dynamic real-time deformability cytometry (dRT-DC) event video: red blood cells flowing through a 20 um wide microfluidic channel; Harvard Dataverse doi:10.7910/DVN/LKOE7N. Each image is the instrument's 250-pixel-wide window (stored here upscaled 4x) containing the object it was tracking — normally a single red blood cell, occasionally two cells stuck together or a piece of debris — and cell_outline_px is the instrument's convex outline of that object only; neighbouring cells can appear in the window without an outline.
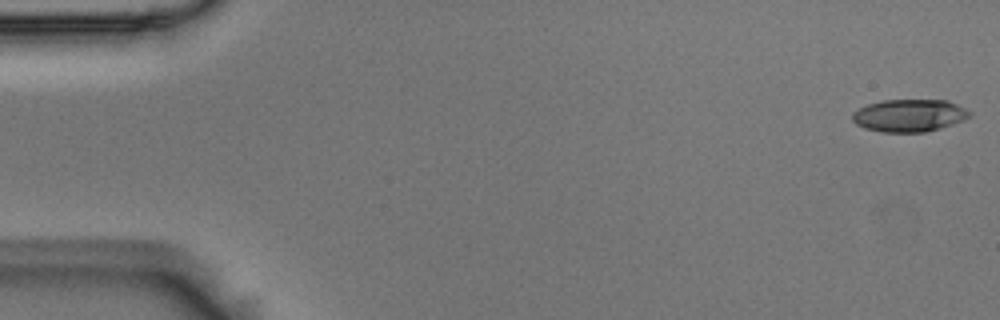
{"species": "Egyptian fruit bat (a non-hibernating species)", "species_latin": "Rousettus aegyptiacus", "temperature_condition": "room temperature", "stored_images_in_passage": 54, "camera_frame_rate_fps": 3000, "um_per_image_px": 0.085, "animal": {"sex": "male"}, "frame": {"image": 1, "passage_image": 1, "time_ms": 0.0, "image_size_px": [1000, 320], "cell_outline_px": [[972, 116], [964, 120], [940, 128], [924, 132], [880, 132], [864, 128], [856, 124], [852, 120], [852, 112], [868, 104], [884, 100], [948, 100], [972, 112]], "centroid_in_image_um": [77.29, 9.82], "position_along_channel_um": 7.7, "area_um2": 22.25}}
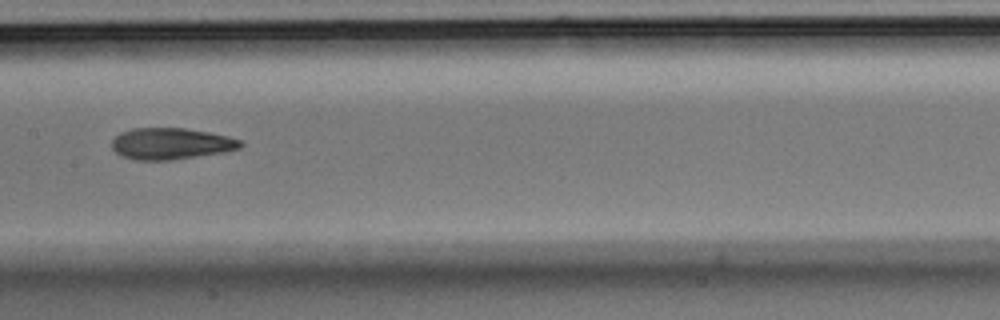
{"frame": {"image": 2, "passage_image": 27, "time_ms": 8.667, "image_size_px": [1000, 320], "cell_outline_px": [[244, 144], [240, 148], [224, 152], [172, 160], [136, 160], [120, 156], [112, 148], [112, 140], [120, 132], [132, 128], [184, 128], [208, 132], [228, 136], [240, 140]], "centroid_in_image_um": [14.52, 12.21], "position_along_channel_um": 192.9, "area_um2": 23.64}}
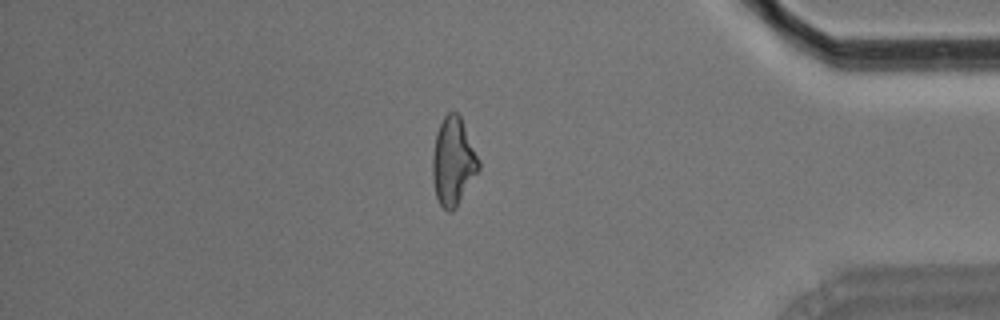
{"frame": {"image": 3, "passage_image": 46, "time_ms": 15.0, "image_size_px": [1000, 320], "cell_outline_px": [[480, 168], [456, 208], [452, 212], [448, 212], [440, 204], [436, 196], [432, 180], [432, 156], [436, 132], [444, 116], [448, 112], [456, 112], [460, 116], [480, 160]], "centroid_in_image_um": [38.51, 13.74], "position_along_channel_um": 396.7, "area_um2": 23.7}, "authors_computed_cell_mechanics": {"area_um2": 23.2934, "velocity_mm_per_s": 3.7106, "shape_relaxation_time_tau1_ms": 3.9058, "shape_relaxation_time_tau2_ms": 3.034, "deformation_change_tau1": 0.1755, "deformation_change_tau2": 0.1219}}